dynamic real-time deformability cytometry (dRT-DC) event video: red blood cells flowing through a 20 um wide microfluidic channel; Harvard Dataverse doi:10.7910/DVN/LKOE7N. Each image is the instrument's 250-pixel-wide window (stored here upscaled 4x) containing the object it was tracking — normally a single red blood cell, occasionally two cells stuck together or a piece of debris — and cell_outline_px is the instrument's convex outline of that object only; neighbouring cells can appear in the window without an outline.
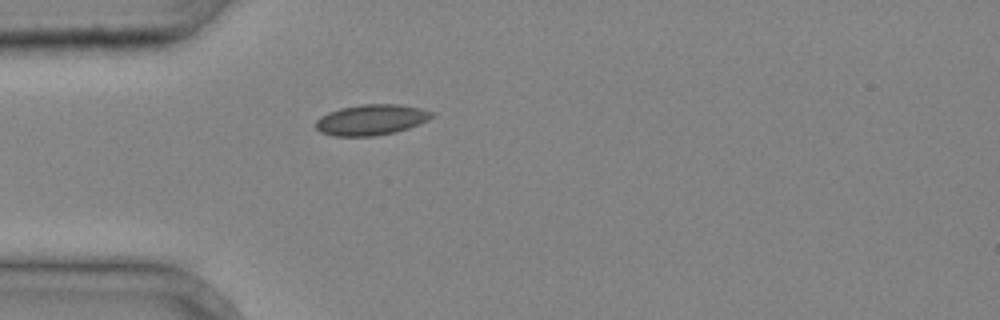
{"species": "common noctule bat (a hibernating species)", "species_latin": "Nyctalus noctula", "temperature_condition": "cold", "stored_images_in_passage": 2, "camera_frame_rate_fps": 3000, "um_per_image_px": 0.085, "animal": {"sex": "male", "body_mass_g": 20.4}, "frame": {"image": 1, "passage_image": 2, "time_ms": 0.333, "image_size_px": [1000, 320], "cell_outline_px": [[436, 116], [428, 120], [408, 128], [396, 132], [376, 136], [336, 136], [320, 132], [316, 128], [316, 120], [320, 116], [328, 112], [340, 108], [360, 104], [400, 104], [420, 108], [436, 112]], "centroid_in_image_um": [31.59, 10.17], "position_along_channel_um": 53.4, "area_um2": 20.98}}